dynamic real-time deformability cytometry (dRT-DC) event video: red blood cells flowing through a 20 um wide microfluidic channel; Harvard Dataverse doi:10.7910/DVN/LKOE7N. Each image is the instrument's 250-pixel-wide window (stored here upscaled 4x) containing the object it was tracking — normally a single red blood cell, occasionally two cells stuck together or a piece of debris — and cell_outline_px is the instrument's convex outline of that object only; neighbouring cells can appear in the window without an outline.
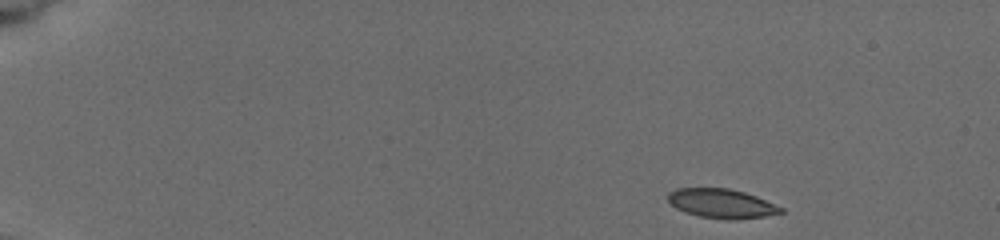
{"species": "common noctule bat (a hibernating species)", "species_latin": "Nyctalus noctula", "temperature_condition": "cold", "stored_images_in_passage": 35, "camera_frame_rate_fps": 3000, "um_per_image_px": 0.085, "animal": {"sex": "female", "body_mass_g": 19.5, "forearm_length_mm": 54.1}, "frame": {"image": 1, "passage_image": 1, "time_ms": 0.0, "image_size_px": [1000, 240], "cell_outline_px": [[784, 212], [764, 216], [736, 220], [732, 220], [700, 216], [684, 212], [676, 208], [668, 200], [668, 192], [676, 188], [728, 188], [744, 192], [756, 196], [784, 208]], "centroid_in_image_um": [61.33, 17.29], "position_along_channel_um": 23.7, "area_um2": 19.19}}
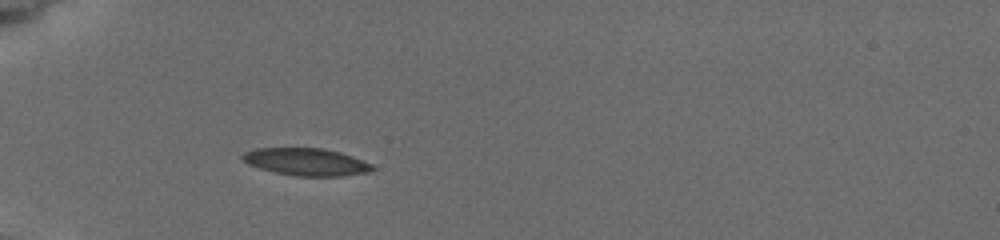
{"frame": {"image": 2, "passage_image": 26, "time_ms": 3.667, "image_size_px": [1000, 240], "cell_outline_px": [[376, 168], [368, 172], [344, 176], [296, 176], [276, 172], [260, 168], [248, 164], [240, 160], [240, 156], [244, 152], [256, 148], [324, 148], [340, 152], [352, 156], [372, 164]], "centroid_in_image_um": [26.02, 13.75], "position_along_channel_um": 59.0, "area_um2": 20.81}}
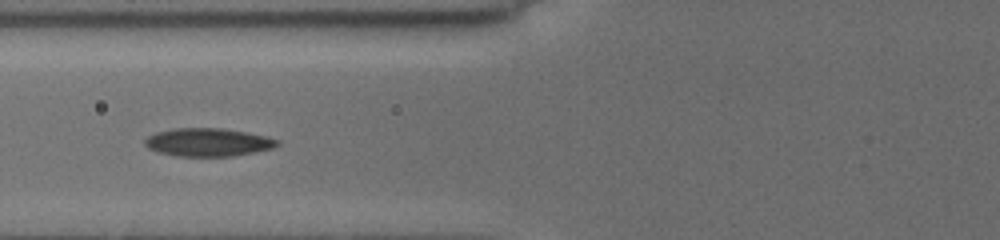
{"frame": {"image": 3, "passage_image": 34, "time_ms": 5.333, "image_size_px": [1000, 240], "cell_outline_px": [[280, 144], [276, 148], [256, 152], [232, 156], [176, 156], [156, 152], [148, 148], [144, 144], [144, 140], [148, 136], [156, 132], [176, 128], [220, 128], [244, 132], [264, 136], [276, 140]], "centroid_in_image_um": [17.65, 12.1], "position_along_channel_um": 108.1, "area_um2": 21.68}}